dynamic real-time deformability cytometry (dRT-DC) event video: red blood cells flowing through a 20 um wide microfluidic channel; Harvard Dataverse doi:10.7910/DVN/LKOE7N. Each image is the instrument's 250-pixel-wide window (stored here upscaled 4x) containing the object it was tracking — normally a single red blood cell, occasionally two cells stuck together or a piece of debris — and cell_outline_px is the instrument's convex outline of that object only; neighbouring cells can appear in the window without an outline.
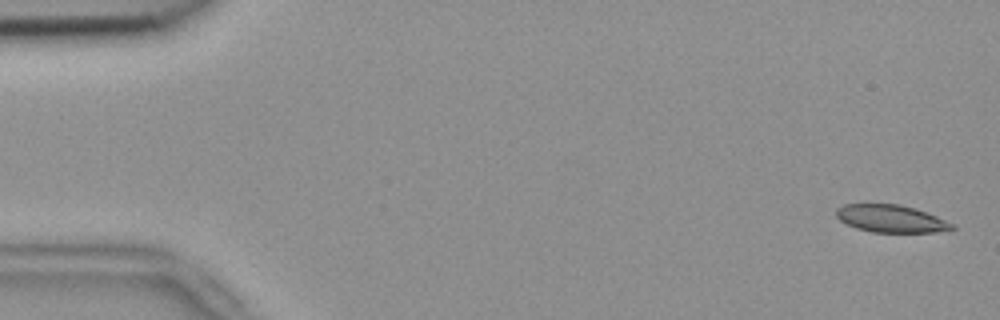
{"species": "common noctule bat (a hibernating species)", "species_latin": "Nyctalus noctula", "temperature_condition": "room temperature", "stored_images_in_passage": 54, "camera_frame_rate_fps": 3000, "um_per_image_px": 0.085, "animal": {"sex": "female", "body_mass_g": 18.4}, "frame": {"image": 1, "passage_image": 2, "time_ms": 0.333, "image_size_px": [1000, 320], "cell_outline_px": [[956, 228], [936, 232], [872, 232], [856, 228], [840, 220], [836, 216], [836, 208], [844, 204], [900, 204], [916, 208], [936, 216], [952, 224]], "centroid_in_image_um": [75.71, 18.58], "position_along_channel_um": 9.3, "area_um2": 18.44}}
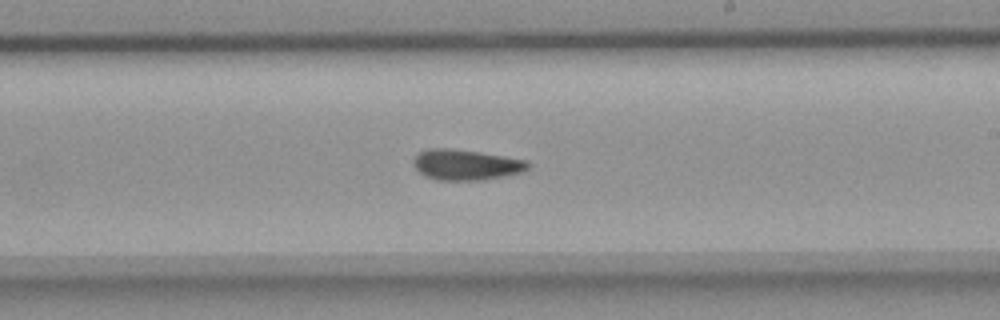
{"frame": {"image": 2, "passage_image": 32, "time_ms": 10.333, "image_size_px": [1000, 320], "cell_outline_px": [[532, 168], [524, 172], [484, 180], [436, 180], [424, 176], [412, 164], [412, 160], [420, 152], [428, 148], [452, 148], [480, 152], [528, 160], [532, 164]], "centroid_in_image_um": [39.66, 14.0], "position_along_channel_um": 249.3, "area_um2": 20.81}}
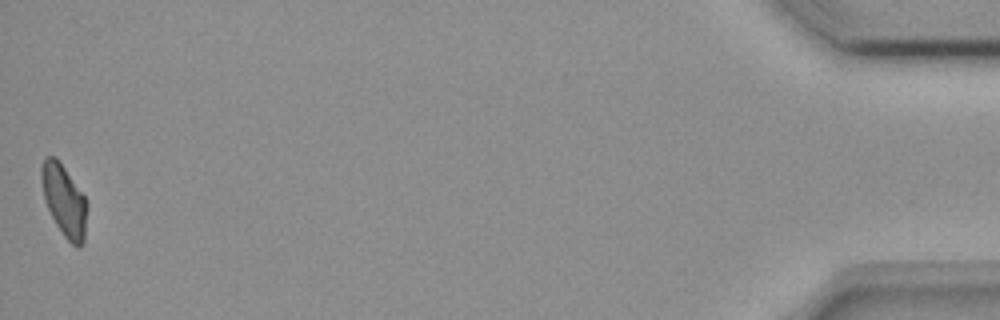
{"frame": {"image": 3, "passage_image": 54, "time_ms": 17.667, "image_size_px": [1000, 320], "cell_outline_px": [[88, 208], [84, 244], [80, 248], [76, 248], [64, 236], [56, 224], [44, 200], [40, 176], [40, 164], [44, 156], [56, 156], [84, 196], [88, 204]], "centroid_in_image_um": [5.45, 17.05], "position_along_channel_um": 429.7, "area_um2": 19.36}, "authors_computed_cell_mechanics": {"area_um2": 19.9699, "velocity_mm_per_s": 3.7609, "shape_relaxation_time_tau1_ms": null, "shape_relaxation_time_tau2_ms": 8.0985, "deformation_change_tau1": null, "deformation_change_tau2": 0.1446}}